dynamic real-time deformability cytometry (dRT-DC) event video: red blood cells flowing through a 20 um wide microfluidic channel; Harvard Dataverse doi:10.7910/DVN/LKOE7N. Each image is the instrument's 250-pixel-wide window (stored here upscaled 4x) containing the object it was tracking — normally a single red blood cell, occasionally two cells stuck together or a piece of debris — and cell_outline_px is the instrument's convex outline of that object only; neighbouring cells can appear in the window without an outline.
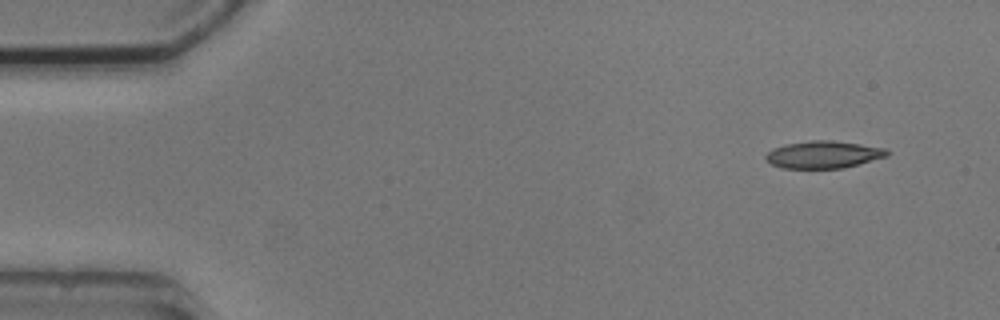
{"species": "common noctule bat (a hibernating species)", "species_latin": "Nyctalus noctula", "temperature_condition": "cold", "stored_images_in_passage": 4, "camera_frame_rate_fps": 3000, "um_per_image_px": 0.085, "animal": {"sex": "male", "body_mass_g": 20.5, "forearm_length_mm": 52.5}, "frame": {"image": 1, "passage_image": 1, "time_ms": 0.0, "image_size_px": [1000, 320], "cell_outline_px": [[888, 156], [844, 168], [780, 168], [772, 164], [764, 156], [772, 148], [784, 144], [812, 140], [832, 140], [860, 144], [884, 148], [888, 152]], "centroid_in_image_um": [69.97, 13.14], "position_along_channel_um": 15.0, "area_um2": 19.25}}
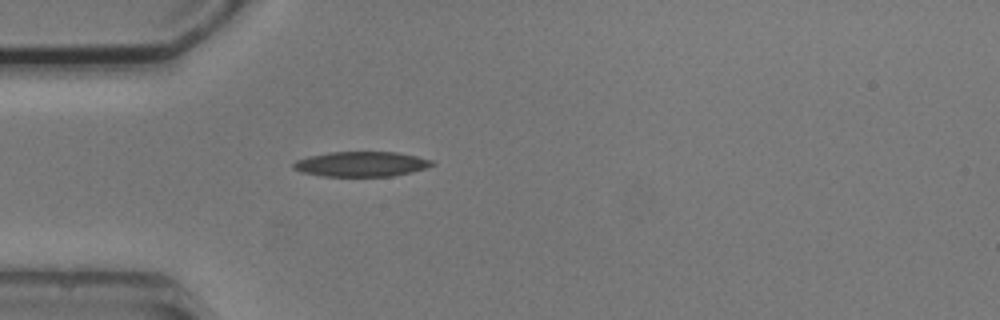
{"frame": {"image": 2, "passage_image": 4, "time_ms": 3.667, "image_size_px": [1000, 320], "cell_outline_px": [[436, 164], [412, 172], [392, 176], [324, 176], [300, 172], [292, 168], [292, 164], [296, 160], [308, 156], [328, 152], [396, 152], [416, 156], [432, 160]], "centroid_in_image_um": [30.67, 13.94], "position_along_channel_um": 54.3, "area_um2": 20.23}}